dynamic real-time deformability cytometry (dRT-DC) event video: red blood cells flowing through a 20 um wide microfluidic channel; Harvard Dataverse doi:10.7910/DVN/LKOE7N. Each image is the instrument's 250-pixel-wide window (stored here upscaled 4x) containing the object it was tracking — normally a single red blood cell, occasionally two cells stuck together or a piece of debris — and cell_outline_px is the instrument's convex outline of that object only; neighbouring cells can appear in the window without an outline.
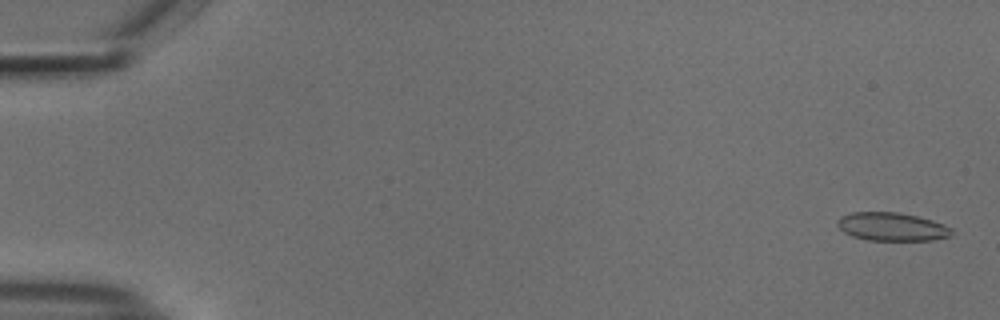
{"species": "common noctule bat (a hibernating species)", "species_latin": "Nyctalus noctula", "temperature_condition": "cold", "stored_images_in_passage": 54, "camera_frame_rate_fps": 3000, "um_per_image_px": 0.085, "animal": {"sex": "male", "body_mass_g": 18.8}, "frame": {"image": 1, "passage_image": 2, "time_ms": 0.333, "image_size_px": [1000, 320], "cell_outline_px": [[952, 236], [932, 240], [868, 240], [852, 236], [844, 232], [836, 224], [836, 220], [840, 216], [852, 212], [900, 212], [932, 220], [944, 224], [952, 228]], "centroid_in_image_um": [75.8, 19.26], "position_along_channel_um": 9.2, "area_um2": 18.96}}
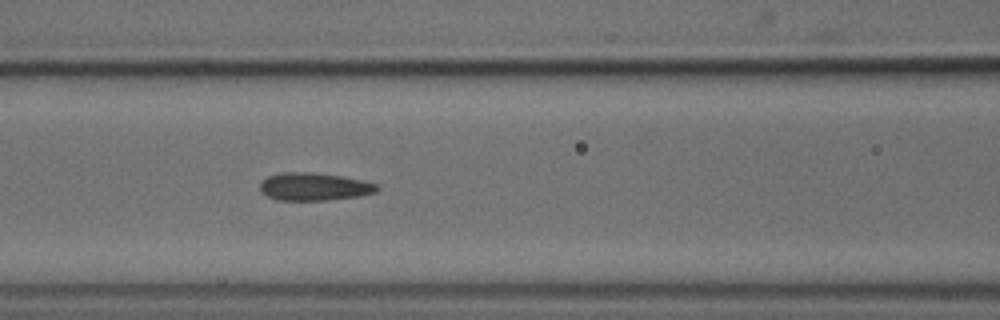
{"frame": {"image": 2, "passage_image": 24, "time_ms": 7.667, "image_size_px": [1000, 320], "cell_outline_px": [[380, 188], [376, 192], [360, 196], [328, 200], [276, 200], [260, 192], [260, 184], [268, 176], [280, 172], [312, 172], [344, 176], [364, 180], [376, 184]], "centroid_in_image_um": [26.72, 15.86], "position_along_channel_um": 139.9, "area_um2": 19.13}}
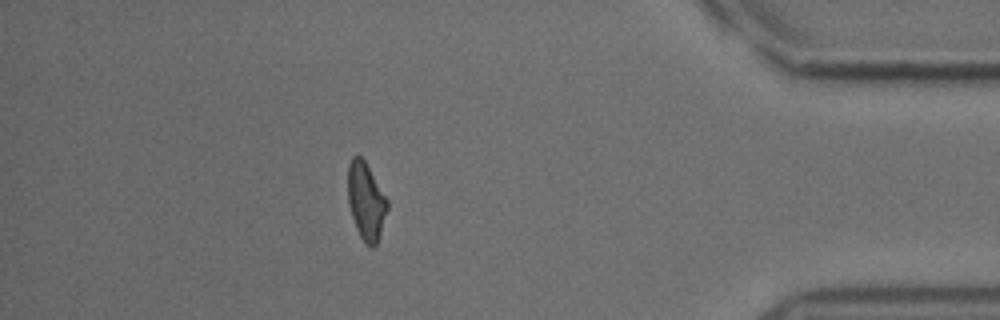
{"frame": {"image": 3, "passage_image": 48, "time_ms": 15.667, "image_size_px": [1000, 320], "cell_outline_px": [[388, 208], [376, 244], [372, 248], [368, 248], [364, 244], [356, 228], [352, 216], [348, 200], [348, 164], [352, 156], [360, 156], [364, 160], [388, 200]], "centroid_in_image_um": [31.1, 17.12], "position_along_channel_um": 404.1, "area_um2": 17.63}, "authors_computed_cell_mechanics": {"area_um2": 19.2185, "velocity_mm_per_s": 3.7871, "shape_relaxation_time_tau1_ms": null, "shape_relaxation_time_tau2_ms": 2.2103, "deformation_change_tau1": null, "deformation_change_tau2": 0.0608}}